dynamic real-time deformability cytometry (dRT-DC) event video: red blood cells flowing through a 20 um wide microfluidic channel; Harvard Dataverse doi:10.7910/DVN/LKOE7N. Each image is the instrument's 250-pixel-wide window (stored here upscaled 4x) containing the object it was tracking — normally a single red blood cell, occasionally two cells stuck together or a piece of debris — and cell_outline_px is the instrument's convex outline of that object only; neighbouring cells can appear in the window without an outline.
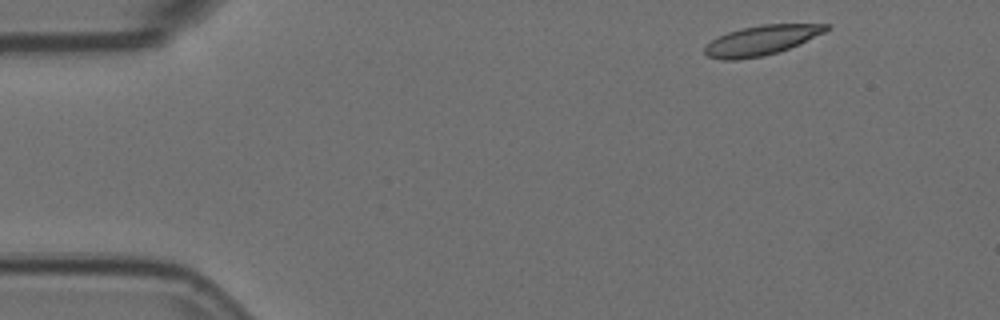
{"species": "Egyptian fruit bat (a non-hibernating species)", "species_latin": "Rousettus aegyptiacus", "temperature_condition": "room temperature", "stored_images_in_passage": 3, "camera_frame_rate_fps": 3000, "um_per_image_px": 0.085, "animal": {"sex": "female"}, "frame": {"image": 1, "passage_image": 1, "time_ms": 0.0, "image_size_px": [1000, 320], "cell_outline_px": [[828, 28], [824, 32], [788, 48], [764, 56], [736, 60], [724, 60], [708, 56], [704, 52], [704, 48], [712, 40], [728, 32], [744, 28], [764, 24], [828, 24]], "centroid_in_image_um": [64.68, 3.43], "position_along_channel_um": 20.3, "area_um2": 20.46}}